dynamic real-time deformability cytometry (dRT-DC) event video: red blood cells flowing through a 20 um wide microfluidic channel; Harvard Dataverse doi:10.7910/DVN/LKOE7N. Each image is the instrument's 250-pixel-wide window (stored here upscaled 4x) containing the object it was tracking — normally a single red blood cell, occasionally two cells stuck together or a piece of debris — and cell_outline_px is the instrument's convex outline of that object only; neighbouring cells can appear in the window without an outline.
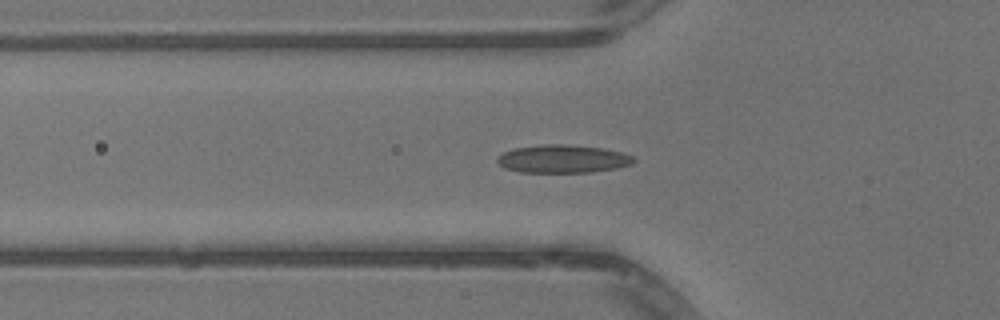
{"species": "common noctule bat (a hibernating species)", "species_latin": "Nyctalus noctula", "temperature_condition": "warm", "stored_images_in_passage": 53, "camera_frame_rate_fps": 3000, "um_per_image_px": 0.085, "animal": {"sex": "male", "body_mass_g": 13.3}, "frame": {"image": 1, "passage_image": 19, "time_ms": 6.0, "image_size_px": [1000, 320], "cell_outline_px": [[636, 160], [632, 164], [616, 168], [592, 172], [520, 172], [504, 168], [496, 160], [504, 152], [512, 148], [544, 144], [564, 144], [604, 148], [620, 152], [632, 156]], "centroid_in_image_um": [47.84, 13.5], "position_along_channel_um": 78.0, "area_um2": 22.25}}
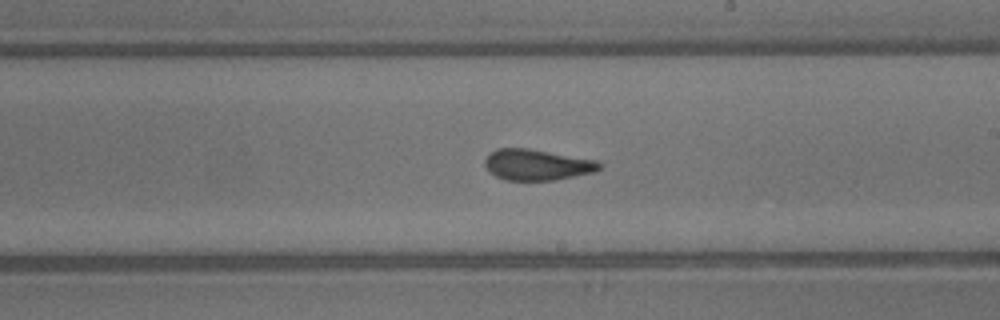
{"frame": {"image": 2, "passage_image": 31, "time_ms": 10.0, "image_size_px": [1000, 320], "cell_outline_px": [[604, 164], [596, 172], [556, 180], [504, 180], [496, 176], [484, 164], [484, 160], [496, 148], [528, 148], [596, 160]], "centroid_in_image_um": [45.69, 14.01], "position_along_channel_um": 243.3, "area_um2": 20.63}}
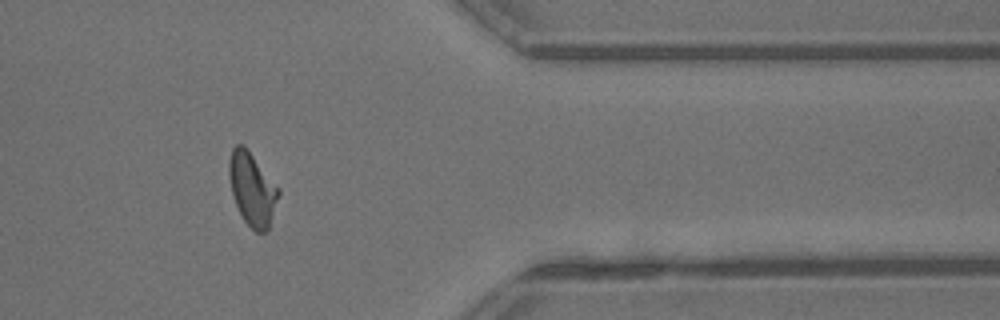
{"frame": {"image": 3, "passage_image": 43, "time_ms": 14.0, "image_size_px": [1000, 320], "cell_outline_px": [[280, 192], [268, 228], [264, 232], [256, 232], [244, 220], [236, 204], [232, 192], [228, 172], [228, 160], [232, 148], [236, 144], [244, 144], [280, 188]], "centroid_in_image_um": [21.43, 16.01], "position_along_channel_um": 390.0, "area_um2": 20.92}, "authors_computed_cell_mechanics": {"area_um2": 20.808, "velocity_mm_per_s": 4.1129, "shape_relaxation_time_tau1_ms": null, "shape_relaxation_time_tau2_ms": 1.6064, "deformation_change_tau1": null, "deformation_change_tau2": 0.0841}}